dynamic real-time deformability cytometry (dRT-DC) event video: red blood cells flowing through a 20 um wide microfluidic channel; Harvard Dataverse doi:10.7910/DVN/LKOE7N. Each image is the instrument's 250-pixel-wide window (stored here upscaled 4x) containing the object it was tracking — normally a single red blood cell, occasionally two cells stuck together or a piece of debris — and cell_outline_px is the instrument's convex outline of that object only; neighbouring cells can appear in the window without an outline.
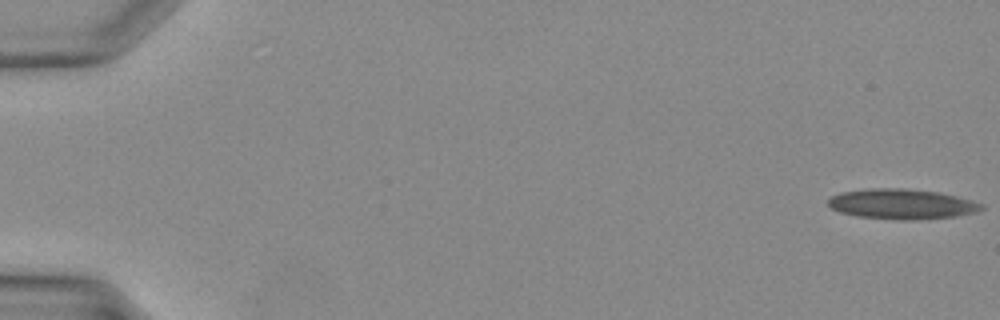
{"species": "Egyptian fruit bat (a non-hibernating species)", "species_latin": "Rousettus aegyptiacus", "temperature_condition": "warm", "stored_images_in_passage": 10, "camera_frame_rate_fps": 3000, "um_per_image_px": 0.085, "animal": {"sex": "female"}, "frame": {"image": 1, "passage_image": 1, "time_ms": 0.0, "image_size_px": [1000, 320], "cell_outline_px": [[984, 208], [976, 212], [956, 216], [912, 220], [904, 220], [860, 216], [840, 212], [832, 208], [828, 204], [828, 200], [832, 196], [844, 192], [872, 188], [904, 188], [936, 192], [956, 196], [984, 204]], "centroid_in_image_um": [76.68, 17.34], "position_along_channel_um": 8.3, "area_um2": 26.53}}